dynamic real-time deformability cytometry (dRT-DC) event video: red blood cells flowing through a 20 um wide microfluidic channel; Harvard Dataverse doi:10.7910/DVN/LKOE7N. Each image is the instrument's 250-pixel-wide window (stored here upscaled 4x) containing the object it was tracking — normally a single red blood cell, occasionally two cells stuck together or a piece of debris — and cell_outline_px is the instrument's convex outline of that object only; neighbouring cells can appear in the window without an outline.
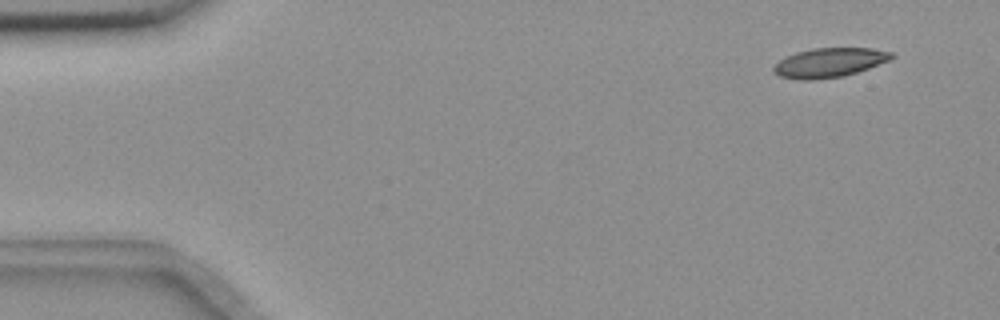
{"species": "common noctule bat (a hibernating species)", "species_latin": "Nyctalus noctula", "temperature_condition": "room temperature", "stored_images_in_passage": 55, "camera_frame_rate_fps": 3000, "um_per_image_px": 0.085, "animal": {"sex": "female", "body_mass_g": 18.4}, "frame": {"image": 1, "passage_image": 4, "time_ms": 1.0, "image_size_px": [1000, 320], "cell_outline_px": [[896, 56], [888, 60], [868, 68], [844, 76], [812, 80], [804, 80], [780, 76], [772, 68], [780, 60], [796, 52], [812, 48], [872, 48], [892, 52]], "centroid_in_image_um": [70.52, 5.31], "position_along_channel_um": 14.5, "area_um2": 19.88}}
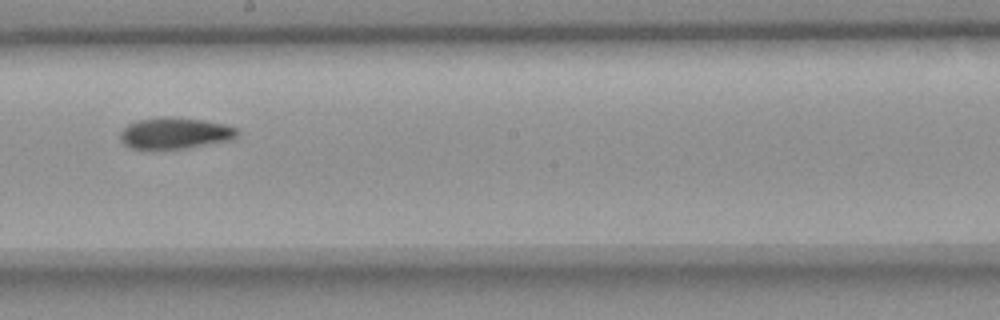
{"frame": {"image": 2, "passage_image": 31, "time_ms": 10.0, "image_size_px": [1000, 320], "cell_outline_px": [[240, 136], [232, 140], [188, 148], [152, 152], [148, 152], [128, 148], [120, 140], [120, 132], [128, 124], [136, 120], [164, 116], [172, 116], [204, 120], [224, 124], [236, 128], [240, 132]], "centroid_in_image_um": [14.83, 11.36], "position_along_channel_um": 233.4, "area_um2": 22.54}}
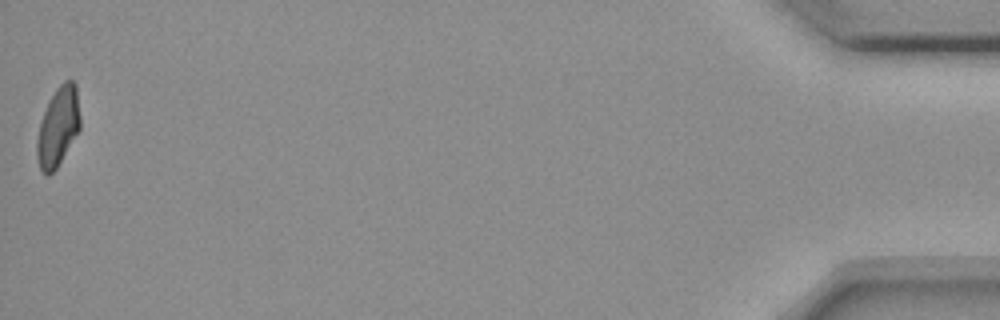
{"frame": {"image": 3, "passage_image": 55, "time_ms": 18.0, "image_size_px": [1000, 320], "cell_outline_px": [[80, 128], [56, 168], [48, 176], [40, 168], [36, 156], [36, 140], [40, 124], [48, 100], [56, 88], [64, 80], [72, 80], [76, 84], [80, 116]], "centroid_in_image_um": [4.93, 10.74], "position_along_channel_um": 430.3, "area_um2": 19.77}, "authors_computed_cell_mechanics": {"area_um2": 20.9814, "velocity_mm_per_s": 3.6668, "shape_relaxation_time_tau1_ms": null, "shape_relaxation_time_tau2_ms": 6.0099, "deformation_change_tau1": null, "deformation_change_tau2": 0.1191}}